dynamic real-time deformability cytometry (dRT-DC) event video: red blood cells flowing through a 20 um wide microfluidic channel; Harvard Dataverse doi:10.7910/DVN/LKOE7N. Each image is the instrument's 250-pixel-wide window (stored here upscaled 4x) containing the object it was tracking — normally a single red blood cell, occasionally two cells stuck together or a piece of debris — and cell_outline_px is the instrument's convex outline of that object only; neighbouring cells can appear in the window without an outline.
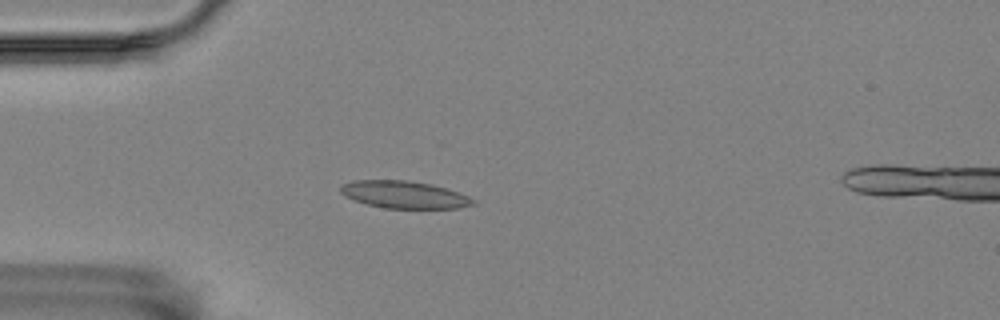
{"species": "Egyptian fruit bat (a non-hibernating species)", "species_latin": "Rousettus aegyptiacus", "temperature_condition": "room temperature", "stored_images_in_passage": 46, "camera_frame_rate_fps": 3000, "um_per_image_px": 0.085, "animal": {"sex": "female"}, "frame": {"image": 1, "passage_image": 4, "time_ms": 1.0, "image_size_px": [1000, 320], "cell_outline_px": [[476, 204], [460, 208], [384, 208], [352, 200], [344, 196], [340, 192], [340, 184], [352, 180], [408, 180], [432, 184], [448, 188], [468, 196], [476, 200]], "centroid_in_image_um": [34.35, 16.54], "position_along_channel_um": 50.7, "area_um2": 21.39}}
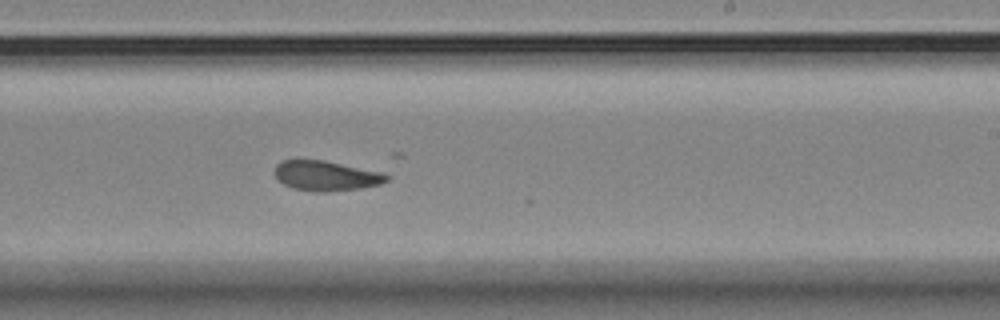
{"frame": {"image": 2, "passage_image": 23, "time_ms": 7.333, "image_size_px": [1000, 320], "cell_outline_px": [[388, 180], [380, 184], [360, 188], [328, 192], [316, 192], [292, 188], [284, 184], [276, 176], [276, 164], [280, 160], [324, 160], [384, 172], [388, 176]], "centroid_in_image_um": [27.74, 14.94], "position_along_channel_um": 261.3, "area_um2": 19.54}}
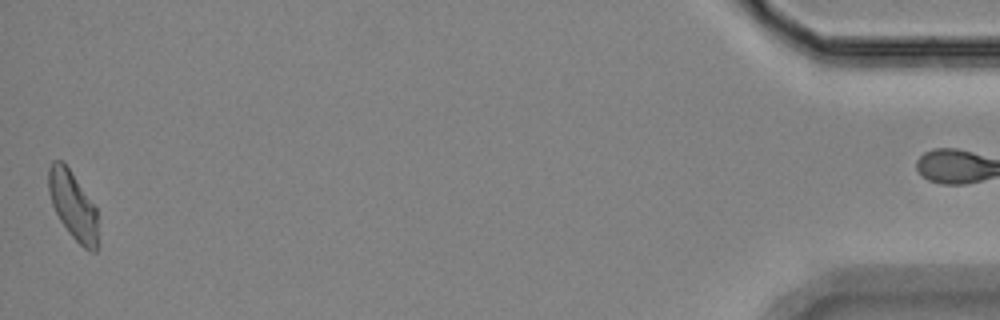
{"frame": {"image": 3, "passage_image": 45, "time_ms": 14.667, "image_size_px": [1000, 320], "cell_outline_px": [[100, 244], [96, 252], [88, 252], [68, 232], [60, 220], [52, 204], [48, 192], [48, 168], [52, 160], [64, 160], [96, 208]], "centroid_in_image_um": [6.23, 17.49], "position_along_channel_um": 429.0, "area_um2": 20.06}}